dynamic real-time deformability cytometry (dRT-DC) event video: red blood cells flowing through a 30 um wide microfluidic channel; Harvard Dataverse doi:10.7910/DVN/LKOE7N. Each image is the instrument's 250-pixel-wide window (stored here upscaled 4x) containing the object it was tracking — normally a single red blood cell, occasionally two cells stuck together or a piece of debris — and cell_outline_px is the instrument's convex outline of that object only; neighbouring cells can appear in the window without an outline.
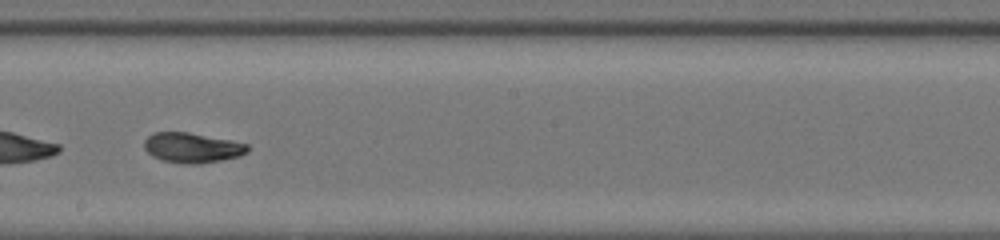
{"species": "common noctule bat (a hibernating species)", "species_latin": "Nyctalus noctula", "temperature_condition": "room temperature", "stored_images_in_passage": 43, "camera_frame_rate_fps": 3000, "um_per_image_px": 0.085, "animal": {"sex": "female", "body_mass_g": 20.0, "forearm_length_mm": 54.0}, "frame": {"image": 1, "passage_image": 24, "time_ms": 7.667, "image_size_px": [1000, 240], "cell_outline_px": [[248, 152], [240, 156], [220, 160], [196, 164], [184, 164], [160, 160], [152, 156], [144, 148], [144, 140], [152, 132], [188, 132], [232, 140], [248, 144]], "centroid_in_image_um": [16.32, 12.55], "position_along_channel_um": 231.9, "area_um2": 18.21}}
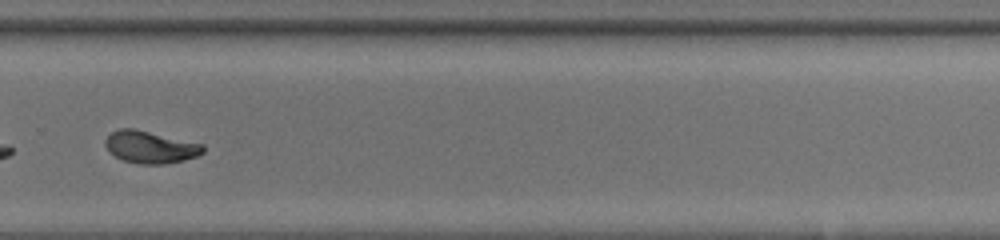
{"frame": {"image": 2, "passage_image": 30, "time_ms": 9.667, "image_size_px": [1000, 240], "cell_outline_px": [[204, 152], [196, 156], [184, 160], [164, 164], [140, 164], [124, 160], [108, 152], [104, 144], [104, 140], [112, 132], [120, 128], [132, 128], [204, 144]], "centroid_in_image_um": [12.76, 12.5], "position_along_channel_um": 317.0, "area_um2": 18.26}, "authors_computed_cell_mechanics": {"area_um2": 18.5538, "velocity_mm_per_s": 4.2783, "shape_relaxation_time_tau1_ms": 4.128, "shape_relaxation_time_tau2_ms": 0.6214, "deformation_change_tau1": 0.1984, "deformation_change_tau2": 0.049}}